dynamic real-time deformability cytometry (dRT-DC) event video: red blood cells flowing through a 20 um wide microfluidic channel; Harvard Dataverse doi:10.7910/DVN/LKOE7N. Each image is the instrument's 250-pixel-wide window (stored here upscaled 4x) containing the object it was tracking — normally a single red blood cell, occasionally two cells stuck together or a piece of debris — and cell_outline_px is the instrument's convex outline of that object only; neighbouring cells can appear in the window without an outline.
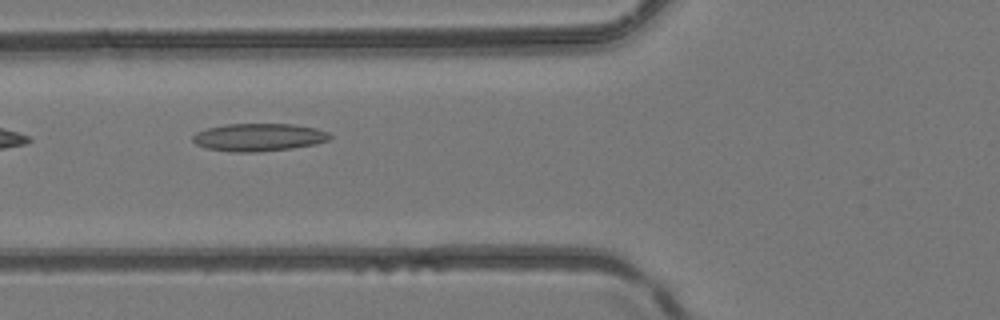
{"species": "common noctule bat (a hibernating species)", "species_latin": "Nyctalus noctula", "temperature_condition": "room temperature", "stored_images_in_passage": 2, "camera_frame_rate_fps": 3000, "um_per_image_px": 0.085, "animal": {"sex": "female", "body_mass_g": 24.6, "forearm_length_mm": 56.2}, "frame": {"image": 1, "passage_image": 2, "time_ms": 0.333, "image_size_px": [1000, 320], "cell_outline_px": [[332, 136], [328, 140], [316, 144], [292, 148], [260, 152], [232, 152], [208, 148], [196, 144], [192, 140], [192, 136], [196, 132], [208, 128], [228, 124], [292, 124], [316, 128], [328, 132]], "centroid_in_image_um": [22.01, 11.67], "position_along_channel_um": 103.8, "area_um2": 22.14}}